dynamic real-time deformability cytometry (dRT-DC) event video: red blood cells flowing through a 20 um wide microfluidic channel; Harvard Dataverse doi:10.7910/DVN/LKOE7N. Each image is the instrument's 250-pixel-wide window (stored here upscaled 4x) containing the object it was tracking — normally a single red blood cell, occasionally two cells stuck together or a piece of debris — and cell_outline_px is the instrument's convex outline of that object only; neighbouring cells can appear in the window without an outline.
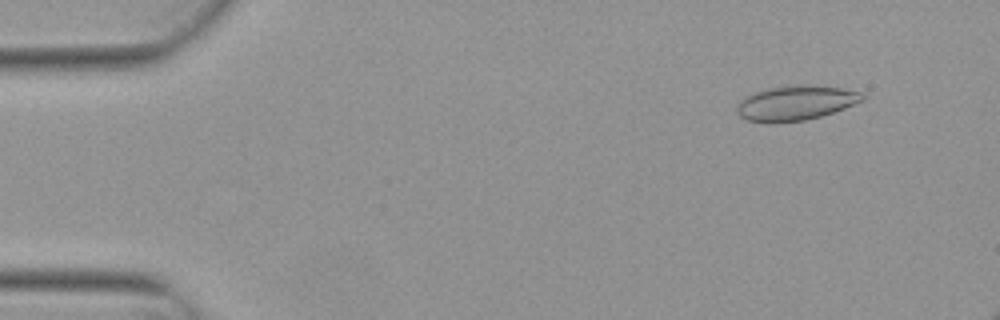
{"species": "Egyptian fruit bat (a non-hibernating species)", "species_latin": "Rousettus aegyptiacus", "temperature_condition": "warm", "stored_images_in_passage": 16, "camera_frame_rate_fps": 3000, "um_per_image_px": 0.085, "animal": {"sex": "female"}, "frame": {"image": 1, "passage_image": 5, "time_ms": 1.333, "image_size_px": [1000, 320], "cell_outline_px": [[868, 96], [864, 100], [844, 108], [820, 116], [804, 120], [748, 120], [740, 116], [736, 112], [736, 104], [744, 96], [768, 88], [800, 84], [808, 84], [844, 88], [864, 92]], "centroid_in_image_um": [67.7, 8.69], "position_along_channel_um": 17.3, "area_um2": 25.03}}